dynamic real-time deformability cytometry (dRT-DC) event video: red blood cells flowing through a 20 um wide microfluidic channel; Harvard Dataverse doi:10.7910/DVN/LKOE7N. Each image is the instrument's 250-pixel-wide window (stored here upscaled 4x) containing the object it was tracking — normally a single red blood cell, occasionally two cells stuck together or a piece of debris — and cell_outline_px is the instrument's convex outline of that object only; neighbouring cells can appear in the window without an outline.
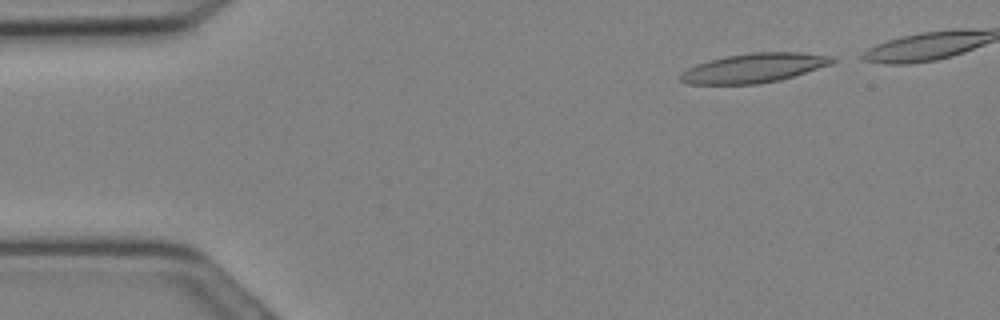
{"species": "Egyptian fruit bat (a non-hibernating species)", "species_latin": "Rousettus aegyptiacus", "temperature_condition": "cold", "stored_images_in_passage": 8, "camera_frame_rate_fps": 3000, "um_per_image_px": 0.085, "animal": {"sex": "female"}, "frame": {"image": 1, "passage_image": 1, "time_ms": 0.0, "image_size_px": [1000, 320], "cell_outline_px": [[836, 60], [832, 64], [780, 80], [756, 84], [688, 84], [680, 80], [680, 72], [696, 64], [728, 56], [752, 52], [800, 52], [836, 56]], "centroid_in_image_um": [64.12, 5.77], "position_along_channel_um": 20.9, "area_um2": 25.89}}
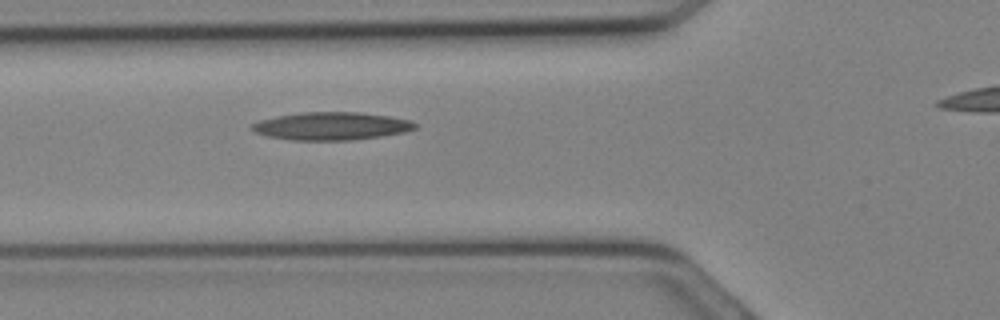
{"frame": {"image": 2, "passage_image": 8, "time_ms": 2.333, "image_size_px": [1000, 320], "cell_outline_px": [[416, 128], [404, 132], [380, 136], [352, 140], [292, 140], [268, 136], [256, 132], [248, 128], [252, 124], [260, 120], [276, 116], [300, 112], [360, 112], [388, 116], [412, 120], [416, 124]], "centroid_in_image_um": [28.15, 10.71], "position_along_channel_um": 97.6, "area_um2": 26.47}}